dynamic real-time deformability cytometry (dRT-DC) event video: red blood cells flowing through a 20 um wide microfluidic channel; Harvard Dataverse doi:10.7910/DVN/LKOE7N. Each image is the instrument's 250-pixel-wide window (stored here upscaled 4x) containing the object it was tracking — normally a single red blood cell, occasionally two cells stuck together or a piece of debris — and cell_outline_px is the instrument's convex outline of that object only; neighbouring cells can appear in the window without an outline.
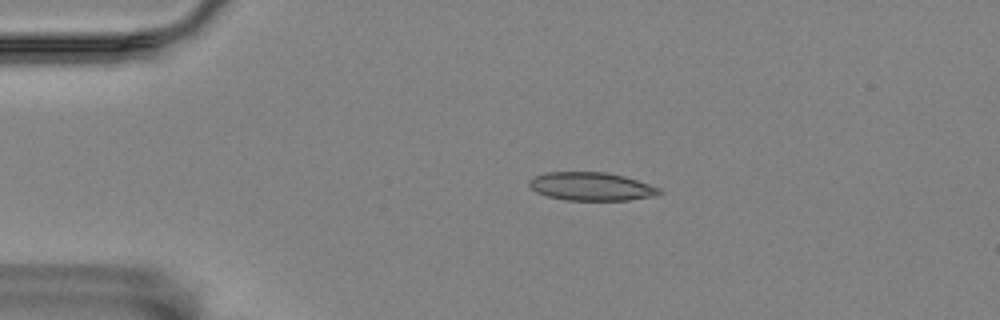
{"species": "Egyptian fruit bat (a non-hibernating species)", "species_latin": "Rousettus aegyptiacus", "temperature_condition": "room temperature", "stored_images_in_passage": 52, "camera_frame_rate_fps": 3000, "um_per_image_px": 0.085, "animal": {"sex": "female"}, "frame": {"image": 1, "passage_image": 7, "time_ms": 2.0, "image_size_px": [1000, 320], "cell_outline_px": [[660, 192], [656, 196], [628, 200], [564, 200], [548, 196], [536, 192], [528, 184], [528, 180], [536, 176], [548, 172], [608, 172], [624, 176], [660, 188]], "centroid_in_image_um": [50.25, 15.85], "position_along_channel_um": 34.8, "area_um2": 21.33}}
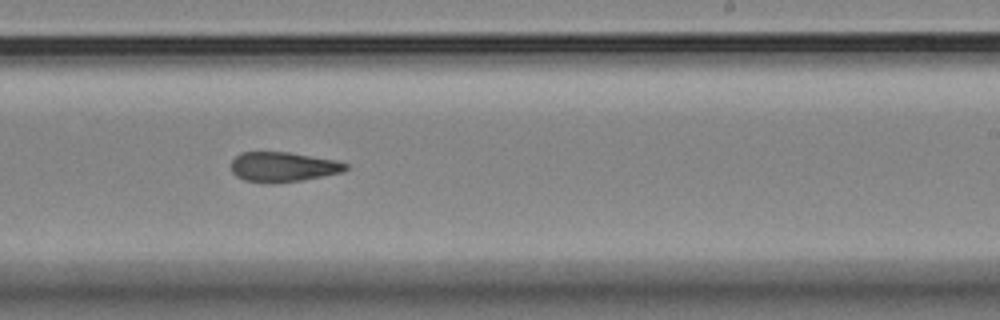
{"frame": {"image": 2, "passage_image": 30, "time_ms": 9.667, "image_size_px": [1000, 320], "cell_outline_px": [[348, 168], [344, 172], [304, 180], [272, 184], [268, 184], [244, 180], [236, 176], [232, 172], [232, 160], [240, 152], [288, 152], [336, 160], [348, 164]], "centroid_in_image_um": [24.07, 14.2], "position_along_channel_um": 264.9, "area_um2": 20.17}}
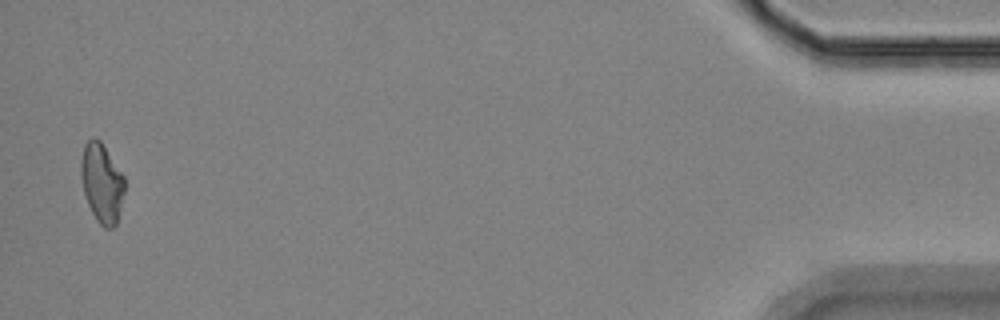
{"frame": {"image": 3, "passage_image": 51, "time_ms": 16.667, "image_size_px": [1000, 320], "cell_outline_px": [[124, 192], [116, 224], [112, 228], [104, 228], [96, 220], [88, 204], [84, 192], [80, 176], [80, 160], [84, 144], [92, 136], [100, 140], [124, 176]], "centroid_in_image_um": [8.63, 15.53], "position_along_channel_um": 426.6, "area_um2": 20.11}, "authors_computed_cell_mechanics": {"area_um2": 20.3456, "velocity_mm_per_s": 3.5051, "shape_relaxation_time_tau1_ms": null, "shape_relaxation_time_tau2_ms": 8.9418, "deformation_change_tau1": null, "deformation_change_tau2": 0.2049}}